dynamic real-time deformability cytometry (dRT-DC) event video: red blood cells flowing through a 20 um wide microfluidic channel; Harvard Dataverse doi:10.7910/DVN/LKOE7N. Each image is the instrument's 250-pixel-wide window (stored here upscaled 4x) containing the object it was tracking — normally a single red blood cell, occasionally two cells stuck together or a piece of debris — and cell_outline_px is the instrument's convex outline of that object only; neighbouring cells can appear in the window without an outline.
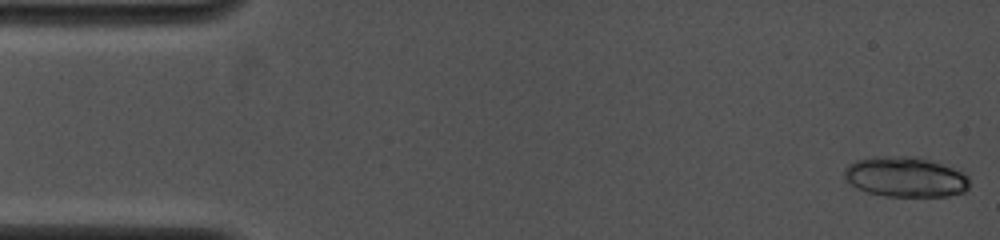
{"species": "common noctule bat (a hibernating species)", "species_latin": "Nyctalus noctula", "temperature_condition": "cold", "stored_images_in_passage": 8, "camera_frame_rate_fps": 4000, "um_per_image_px": 0.085, "animal": {"sex": "female", "body_mass_g": 19.0, "forearm_length_mm": 53.3}, "frame": {"image": 1, "passage_image": 1, "time_ms": 0.0, "image_size_px": [1000, 240], "cell_outline_px": [[968, 188], [964, 192], [948, 196], [888, 196], [868, 192], [856, 188], [844, 176], [844, 168], [848, 164], [856, 160], [872, 156], [916, 156], [964, 172], [968, 176]], "centroid_in_image_um": [76.94, 15.03], "position_along_channel_um": 8.1, "area_um2": 29.25}}